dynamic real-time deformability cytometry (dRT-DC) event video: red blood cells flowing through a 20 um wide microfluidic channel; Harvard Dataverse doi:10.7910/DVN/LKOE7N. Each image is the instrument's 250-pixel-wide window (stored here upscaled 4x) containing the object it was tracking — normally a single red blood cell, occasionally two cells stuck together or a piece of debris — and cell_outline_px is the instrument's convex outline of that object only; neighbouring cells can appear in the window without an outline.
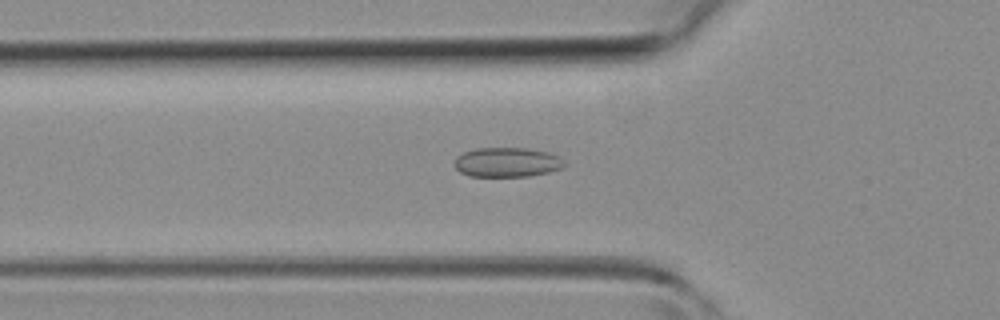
{"species": "common noctule bat (a hibernating species)", "species_latin": "Nyctalus noctula", "temperature_condition": "room temperature", "stored_images_in_passage": 46, "camera_frame_rate_fps": 3000, "um_per_image_px": 0.085, "animal": {"sex": "female", "body_mass_g": 19.3, "forearm_length_mm": 54.1}, "frame": {"image": 1, "passage_image": 15, "time_ms": 4.667, "image_size_px": [1000, 320], "cell_outline_px": [[568, 164], [564, 168], [548, 172], [528, 176], [468, 176], [460, 172], [452, 164], [456, 156], [464, 152], [476, 148], [524, 148], [548, 152], [556, 156]], "centroid_in_image_um": [43.07, 13.79], "position_along_channel_um": 82.7, "area_um2": 19.02}}
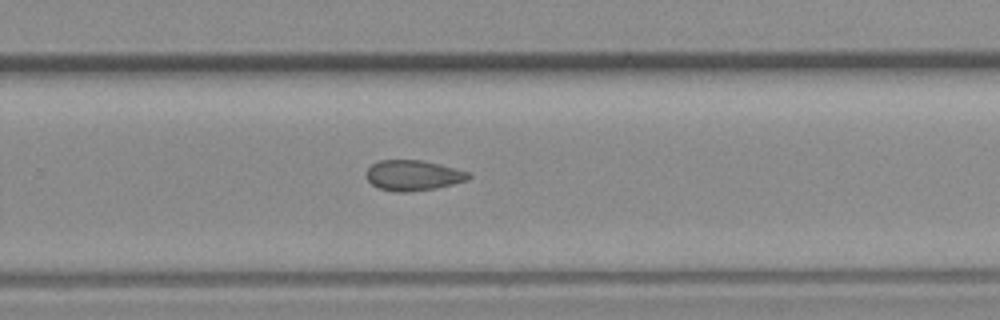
{"frame": {"image": 2, "passage_image": 29, "time_ms": 9.333, "image_size_px": [1000, 320], "cell_outline_px": [[472, 176], [468, 180], [436, 188], [408, 192], [392, 192], [380, 188], [372, 184], [364, 176], [364, 172], [372, 164], [380, 160], [420, 160], [440, 164], [472, 172]], "centroid_in_image_um": [35.12, 14.9], "position_along_channel_um": 294.7, "area_um2": 18.38}}
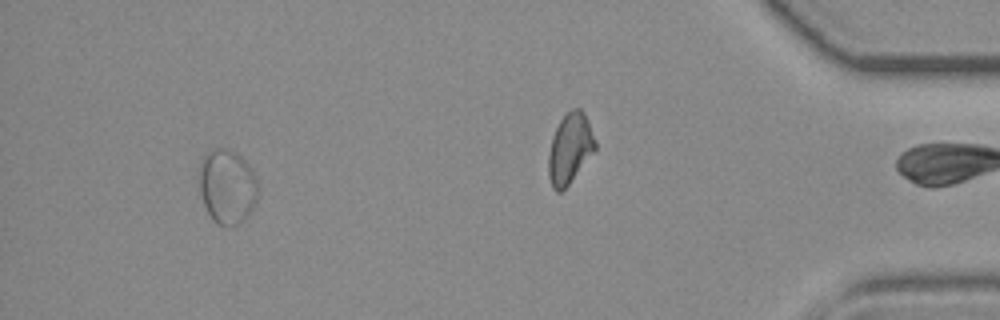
{"frame": {"image": 3, "passage_image": 42, "time_ms": 13.667, "image_size_px": [1000, 320], "cell_outline_px": [[256, 200], [252, 208], [236, 224], [216, 224], [212, 220], [204, 204], [200, 192], [200, 160], [212, 148], [228, 148], [240, 156], [252, 168], [256, 176]], "centroid_in_image_um": [19.28, 15.8], "position_along_channel_um": 415.9, "area_um2": 24.97}}